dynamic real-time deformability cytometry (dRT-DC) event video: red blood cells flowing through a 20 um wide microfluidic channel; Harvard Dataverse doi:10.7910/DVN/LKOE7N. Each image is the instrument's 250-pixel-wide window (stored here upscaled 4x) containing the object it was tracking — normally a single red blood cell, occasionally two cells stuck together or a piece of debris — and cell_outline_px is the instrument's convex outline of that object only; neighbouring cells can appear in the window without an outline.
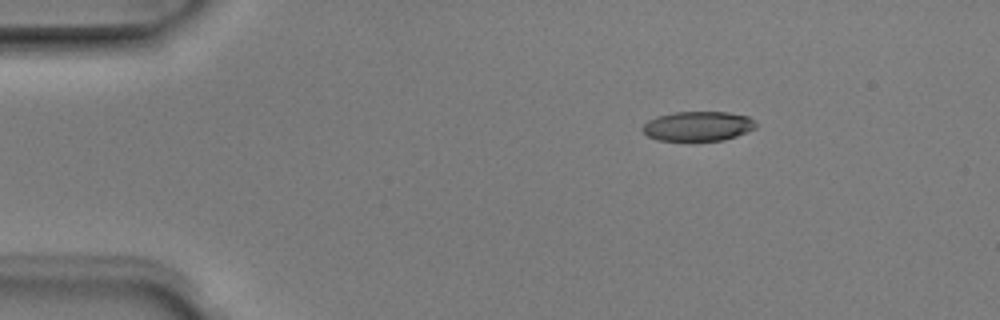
{"species": "Egyptian fruit bat (a non-hibernating species)", "species_latin": "Rousettus aegyptiacus", "temperature_condition": "room temperature", "stored_images_in_passage": 4, "camera_frame_rate_fps": 3000, "um_per_image_px": 0.085, "animal": {"sex": "male"}, "frame": {"image": 1, "passage_image": 2, "time_ms": 0.333, "image_size_px": [1000, 320], "cell_outline_px": [[756, 128], [748, 132], [724, 140], [656, 140], [648, 136], [640, 128], [648, 120], [656, 116], [672, 112], [728, 112], [748, 116], [756, 124]], "centroid_in_image_um": [59.31, 10.72], "position_along_channel_um": 25.7, "area_um2": 19.59}}
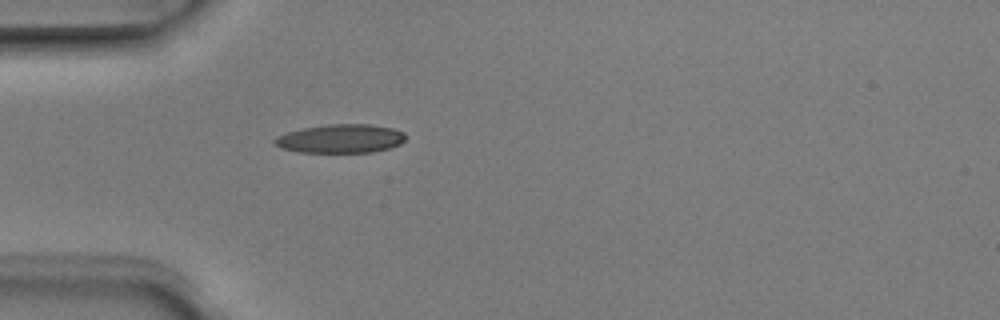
{"frame": {"image": 2, "passage_image": 4, "time_ms": 1.0, "image_size_px": [1000, 320], "cell_outline_px": [[408, 136], [400, 144], [388, 148], [372, 152], [296, 152], [280, 148], [272, 144], [272, 140], [276, 136], [288, 132], [304, 128], [328, 124], [368, 124], [392, 128], [404, 132]], "centroid_in_image_um": [28.92, 11.79], "position_along_channel_um": 56.1, "area_um2": 22.02}}